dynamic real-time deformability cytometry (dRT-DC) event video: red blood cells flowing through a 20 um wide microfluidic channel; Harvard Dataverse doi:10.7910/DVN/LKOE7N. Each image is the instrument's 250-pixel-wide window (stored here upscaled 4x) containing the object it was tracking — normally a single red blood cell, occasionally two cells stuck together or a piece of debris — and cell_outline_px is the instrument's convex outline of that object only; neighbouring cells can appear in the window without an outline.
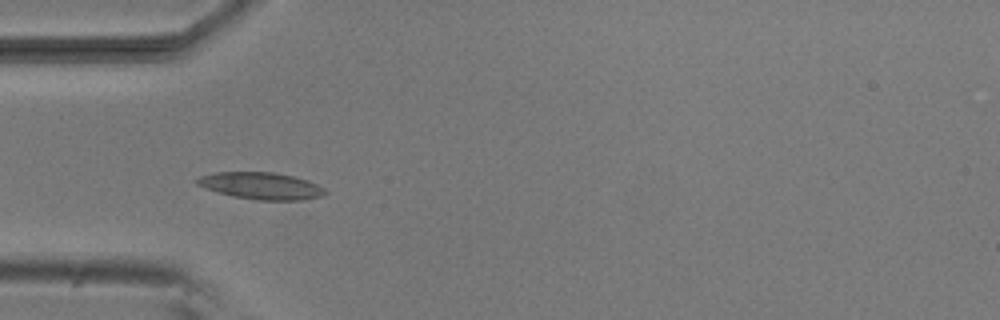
{"species": "common noctule bat (a hibernating species)", "species_latin": "Nyctalus noctula", "temperature_condition": "room temperature", "stored_images_in_passage": 33, "camera_frame_rate_fps": 3000, "um_per_image_px": 0.085, "animal": {"sex": "male", "body_mass_g": 20.5, "forearm_length_mm": 52.5}, "frame": {"image": 1, "passage_image": 1, "time_ms": 0.0, "image_size_px": [1000, 320], "cell_outline_px": [[328, 192], [324, 196], [300, 200], [256, 200], [232, 196], [196, 184], [192, 180], [200, 176], [216, 172], [272, 172], [292, 176], [308, 180], [324, 188]], "centroid_in_image_um": [22.21, 15.79], "position_along_channel_um": 62.8, "area_um2": 20.06}}
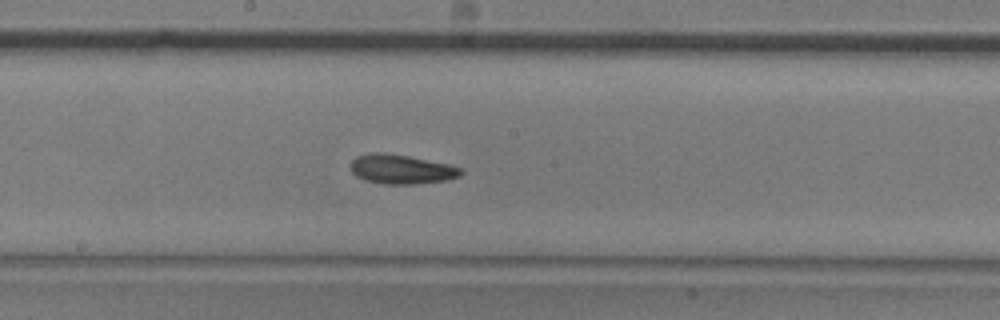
{"frame": {"image": 2, "passage_image": 13, "time_ms": 4.0, "image_size_px": [1000, 320], "cell_outline_px": [[464, 172], [460, 176], [448, 180], [416, 184], [384, 184], [364, 180], [356, 176], [352, 172], [352, 160], [356, 156], [372, 152], [384, 152], [408, 156], [448, 164], [464, 168]], "centroid_in_image_um": [34.15, 14.39], "position_along_channel_um": 214.1, "area_um2": 19.02}}
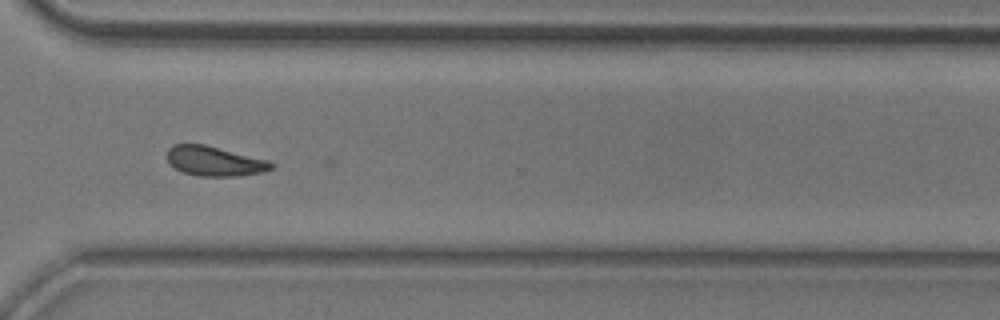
{"frame": {"image": 3, "passage_image": 24, "time_ms": 7.667, "image_size_px": [1000, 320], "cell_outline_px": [[276, 164], [272, 168], [260, 172], [240, 176], [200, 176], [184, 172], [176, 168], [168, 160], [168, 148], [172, 144], [204, 144], [268, 160]], "centroid_in_image_um": [18.25, 13.69], "position_along_channel_um": 352.4, "area_um2": 17.8}, "authors_computed_cell_mechanics": {"area_um2": 18.0914, "velocity_mm_per_s": 3.7867, "shape_relaxation_time_tau1_ms": null, "shape_relaxation_time_tau2_ms": 4.2229, "deformation_change_tau1": null, "deformation_change_tau2": 0.1093}}